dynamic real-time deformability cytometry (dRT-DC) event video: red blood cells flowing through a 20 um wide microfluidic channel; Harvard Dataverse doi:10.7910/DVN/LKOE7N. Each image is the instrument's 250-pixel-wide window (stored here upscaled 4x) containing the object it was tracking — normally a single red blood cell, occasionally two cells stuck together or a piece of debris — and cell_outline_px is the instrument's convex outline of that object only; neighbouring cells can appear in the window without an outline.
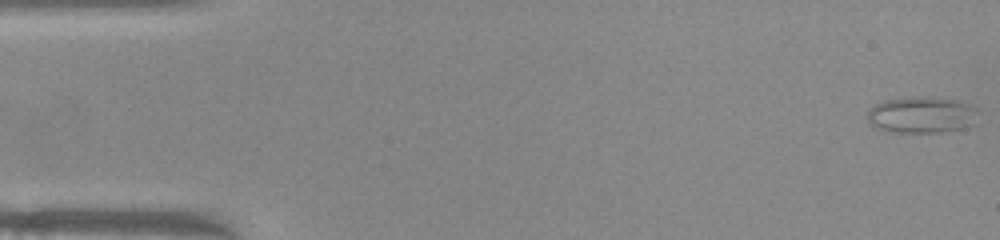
{"species": "common noctule bat (a hibernating species)", "species_latin": "Nyctalus noctula", "temperature_condition": "warm", "stored_images_in_passage": 51, "camera_frame_rate_fps": 3000, "um_per_image_px": 0.085, "animal": {"sex": "female", "body_mass_g": 22.0, "forearm_length_mm": 56.7}, "frame": {"image": 1, "passage_image": 1, "time_ms": 0.0, "image_size_px": [1000, 240], "cell_outline_px": [[976, 108], [972, 124], [964, 128], [944, 132], [888, 132], [872, 128], [868, 120], [868, 108], [880, 100], [908, 96], [928, 96], [960, 100]], "centroid_in_image_um": [78.24, 9.74], "position_along_channel_um": 6.8, "area_um2": 24.04}}
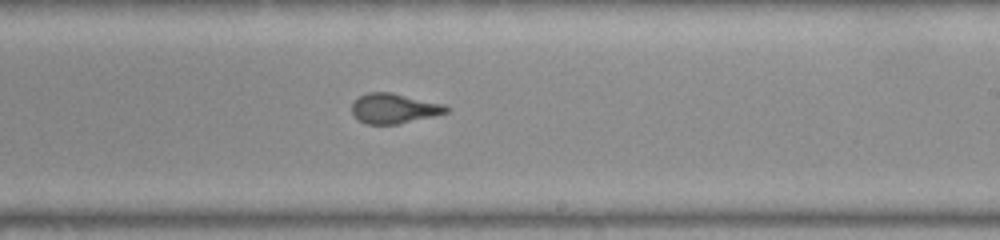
{"frame": {"image": 2, "passage_image": 30, "time_ms": 9.667, "image_size_px": [1000, 240], "cell_outline_px": [[448, 112], [432, 116], [396, 124], [368, 124], [360, 120], [352, 112], [352, 104], [360, 96], [368, 92], [392, 92], [444, 104], [448, 108]], "centroid_in_image_um": [33.49, 9.2], "position_along_channel_um": 255.5, "area_um2": 16.18}}
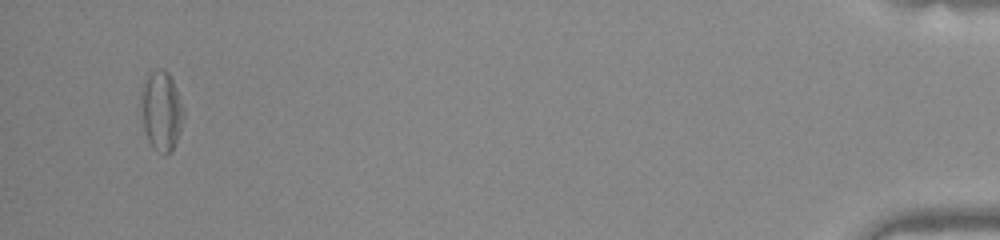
{"frame": {"image": 3, "passage_image": 49, "time_ms": 16.0, "image_size_px": [1000, 240], "cell_outline_px": [[184, 120], [180, 132], [172, 152], [164, 156], [148, 140], [144, 128], [140, 96], [144, 80], [156, 68], [164, 68], [168, 72], [176, 88], [184, 108]], "centroid_in_image_um": [13.74, 9.41], "position_along_channel_um": 421.5, "area_um2": 19.77}, "authors_computed_cell_mechanics": {"area_um2": 17.4556, "velocity_mm_per_s": 3.9851, "shape_relaxation_time_tau1_ms": 5.9291, "shape_relaxation_time_tau2_ms": 1.2036, "deformation_change_tau1": 0.1721, "deformation_change_tau2": 0.0956}}